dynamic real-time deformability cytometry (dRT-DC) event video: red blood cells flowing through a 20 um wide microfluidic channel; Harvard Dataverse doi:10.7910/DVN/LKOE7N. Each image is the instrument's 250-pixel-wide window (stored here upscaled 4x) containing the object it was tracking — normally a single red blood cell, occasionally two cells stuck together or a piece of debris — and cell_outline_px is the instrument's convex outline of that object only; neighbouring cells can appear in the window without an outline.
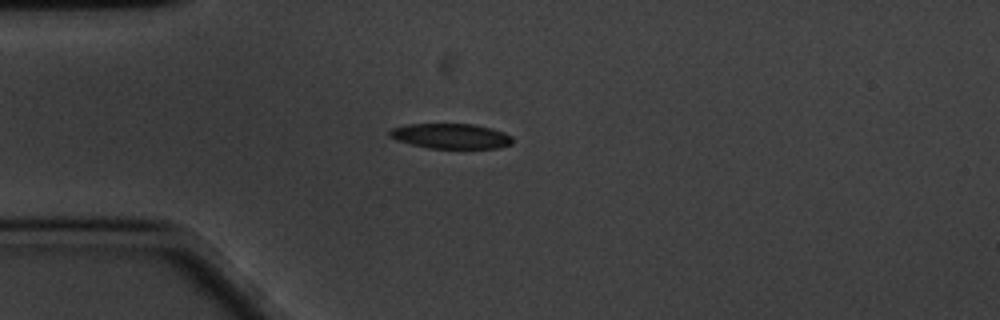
{"species": "common noctule bat (a hibernating species)", "species_latin": "Nyctalus noctula", "temperature_condition": "cold", "stored_images_in_passage": 45, "camera_frame_rate_fps": 3000, "um_per_image_px": 0.085, "animal": {"sex": "male", "body_mass_g": 20.1, "forearm_length_mm": 53.5}, "frame": {"image": 1, "passage_image": 1, "time_ms": 0.0, "image_size_px": [1000, 320], "cell_outline_px": [[512, 144], [496, 148], [428, 148], [396, 140], [388, 136], [388, 132], [392, 128], [408, 124], [472, 124], [492, 128], [504, 132], [512, 136]], "centroid_in_image_um": [38.32, 11.56], "position_along_channel_um": 46.7, "area_um2": 17.98}}
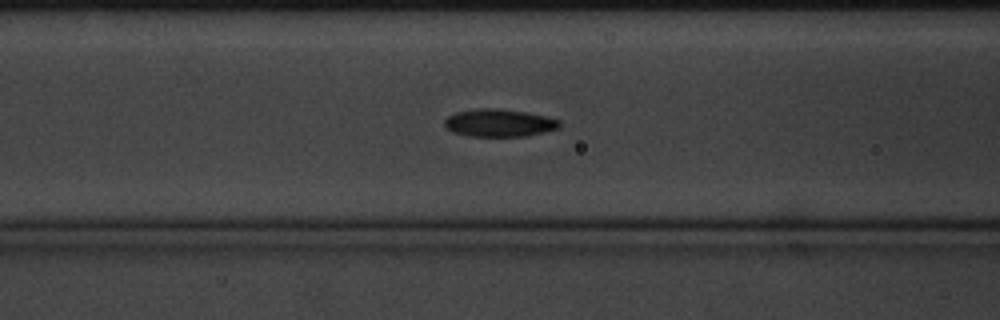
{"frame": {"image": 2, "passage_image": 9, "time_ms": 2.667, "image_size_px": [1000, 320], "cell_outline_px": [[560, 124], [556, 128], [544, 132], [524, 136], [468, 136], [452, 132], [444, 128], [444, 120], [448, 116], [456, 112], [480, 108], [496, 108], [524, 112], [544, 116], [560, 120]], "centroid_in_image_um": [42.36, 10.45], "position_along_channel_um": 124.2, "area_um2": 18.38}}
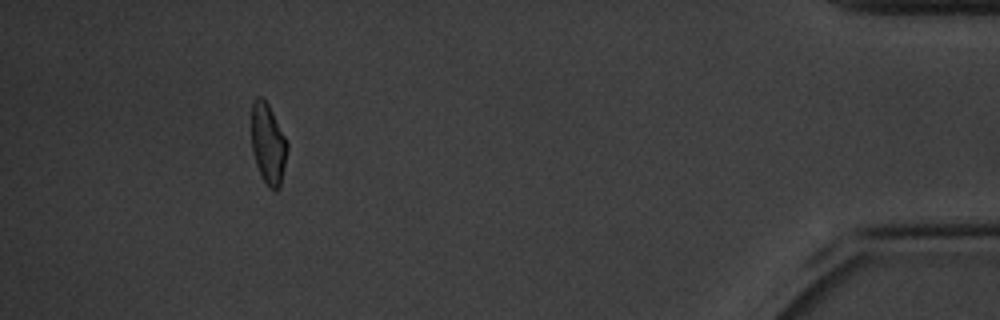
{"frame": {"image": 3, "passage_image": 40, "time_ms": 13.0, "image_size_px": [1000, 320], "cell_outline_px": [[288, 148], [280, 188], [276, 192], [268, 188], [256, 164], [252, 152], [252, 104], [256, 96], [264, 96], [288, 140]], "centroid_in_image_um": [22.81, 12.21], "position_along_channel_um": 412.4, "area_um2": 17.11}, "authors_computed_cell_mechanics": {"area_um2": 17.9758, "velocity_mm_per_s": 3.3909, "shape_relaxation_time_tau1_ms": 4.5388, "shape_relaxation_time_tau2_ms": 3.2351, "deformation_change_tau1": 0.1181, "deformation_change_tau2": 0.0976}}